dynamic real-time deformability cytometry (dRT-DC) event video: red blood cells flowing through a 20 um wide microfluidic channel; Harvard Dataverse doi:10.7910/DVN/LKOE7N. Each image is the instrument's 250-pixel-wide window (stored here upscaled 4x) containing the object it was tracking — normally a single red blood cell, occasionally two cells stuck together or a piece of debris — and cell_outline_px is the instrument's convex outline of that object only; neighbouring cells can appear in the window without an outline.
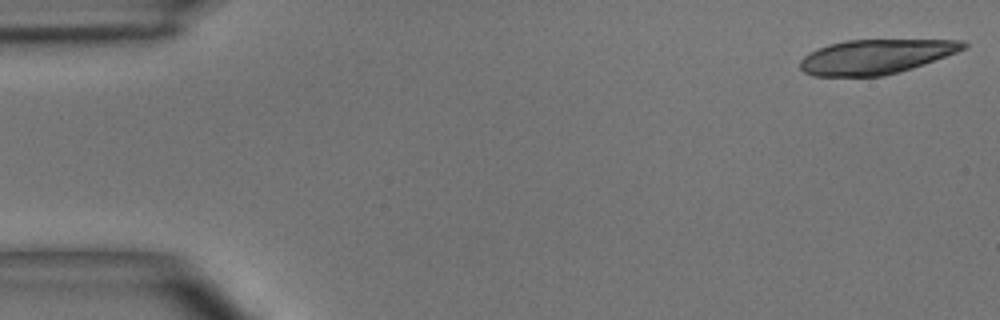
{"species": "common noctule bat (a hibernating species)", "species_latin": "Nyctalus noctula", "temperature_condition": "room temperature", "stored_images_in_passage": 4, "camera_frame_rate_fps": 3000, "um_per_image_px": 0.085, "animal": {"sex": "male", "body_mass_g": 15.6}, "frame": {"image": 1, "passage_image": 1, "time_ms": 0.0, "image_size_px": [1000, 320], "cell_outline_px": [[968, 44], [964, 48], [956, 52], [924, 64], [900, 72], [884, 76], [812, 76], [804, 72], [800, 68], [800, 60], [804, 56], [828, 44], [848, 40], [964, 40]], "centroid_in_image_um": [74.43, 4.82], "position_along_channel_um": 10.6, "area_um2": 32.66}}